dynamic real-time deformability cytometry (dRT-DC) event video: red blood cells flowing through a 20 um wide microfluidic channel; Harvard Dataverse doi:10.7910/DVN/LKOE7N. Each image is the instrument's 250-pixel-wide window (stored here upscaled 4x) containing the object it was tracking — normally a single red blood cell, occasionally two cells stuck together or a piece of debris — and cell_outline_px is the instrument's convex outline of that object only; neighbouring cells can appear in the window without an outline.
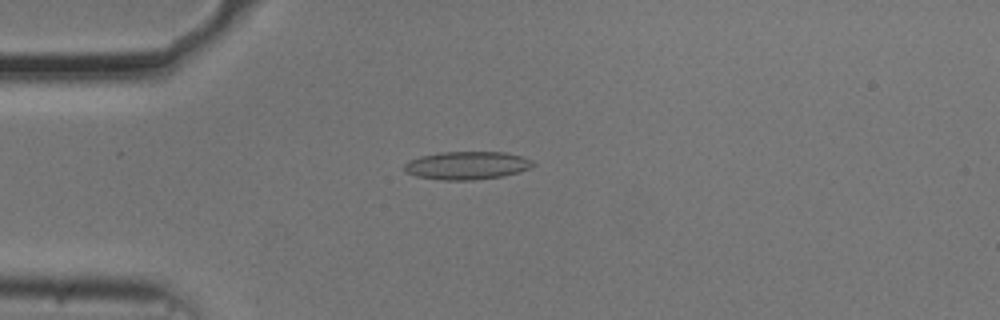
{"species": "common noctule bat (a hibernating species)", "species_latin": "Nyctalus noctula", "temperature_condition": "cold", "stored_images_in_passage": 54, "camera_frame_rate_fps": 3000, "um_per_image_px": 0.085, "animal": {"sex": "male", "body_mass_g": 20.5, "forearm_length_mm": 52.5}, "frame": {"image": 1, "passage_image": 14, "time_ms": 4.333, "image_size_px": [1000, 320], "cell_outline_px": [[536, 164], [520, 172], [504, 176], [472, 180], [440, 180], [416, 176], [408, 172], [404, 168], [404, 164], [408, 160], [420, 156], [440, 152], [504, 152], [520, 156], [532, 160]], "centroid_in_image_um": [39.69, 14.06], "position_along_channel_um": 45.3, "area_um2": 21.04}}
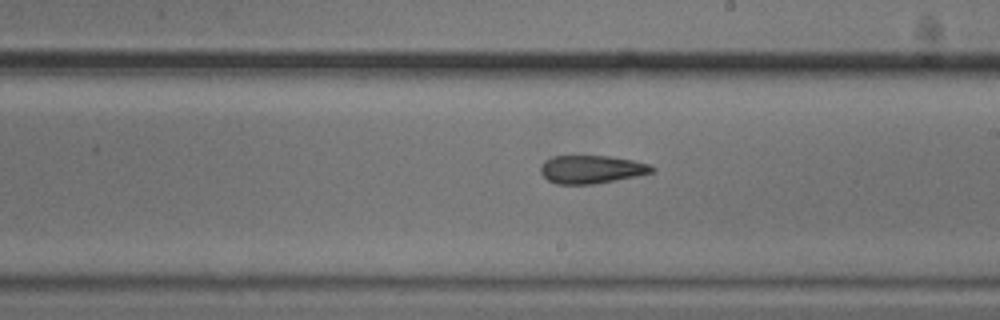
{"frame": {"image": 2, "passage_image": 31, "time_ms": 10.0, "image_size_px": [1000, 320], "cell_outline_px": [[656, 168], [652, 172], [636, 176], [596, 184], [556, 184], [548, 180], [540, 172], [540, 168], [544, 160], [552, 156], [608, 156], [632, 160], [648, 164]], "centroid_in_image_um": [50.24, 14.4], "position_along_channel_um": 238.8, "area_um2": 18.21}}
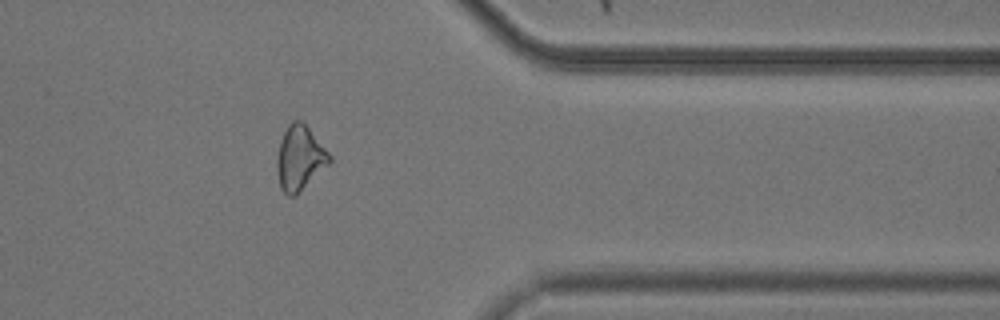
{"frame": {"image": 3, "passage_image": 44, "time_ms": 14.333, "image_size_px": [1000, 320], "cell_outline_px": [[332, 160], [296, 196], [288, 196], [280, 188], [276, 164], [276, 156], [280, 140], [288, 124], [292, 120], [300, 120], [308, 128], [332, 156]], "centroid_in_image_um": [25.45, 13.44], "position_along_channel_um": 385.9, "area_um2": 19.65}, "authors_computed_cell_mechanics": {"area_um2": 19.7676, "velocity_mm_per_s": 3.7147, "shape_relaxation_time_tau1_ms": 10.6606, "shape_relaxation_time_tau2_ms": 5.1518, "deformation_change_tau1": 0.238, "deformation_change_tau2": 0.1636}}